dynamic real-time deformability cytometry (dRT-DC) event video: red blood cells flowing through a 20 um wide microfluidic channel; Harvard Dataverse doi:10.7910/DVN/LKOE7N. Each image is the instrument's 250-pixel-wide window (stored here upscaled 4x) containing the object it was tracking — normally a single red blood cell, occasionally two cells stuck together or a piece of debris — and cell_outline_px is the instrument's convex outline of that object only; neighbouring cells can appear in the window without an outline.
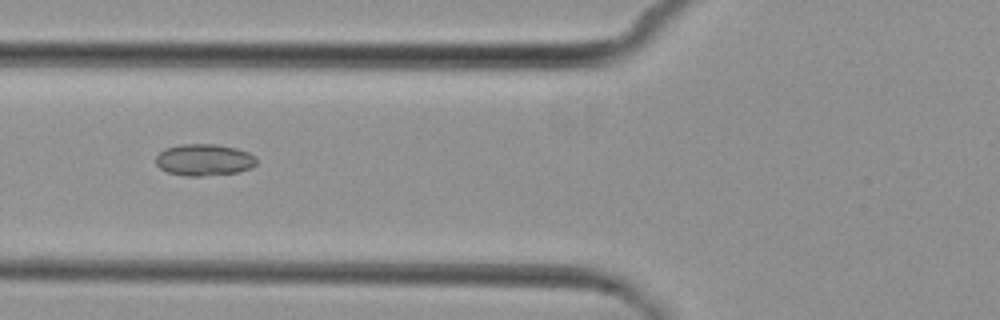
{"species": "common noctule bat (a hibernating species)", "species_latin": "Nyctalus noctula", "temperature_condition": "cold", "stored_images_in_passage": 6, "camera_frame_rate_fps": 3000, "um_per_image_px": 0.085, "animal": {"sex": "female", "body_mass_g": 29.2, "forearm_length_mm": 56.3}, "frame": {"image": 1, "passage_image": 5, "time_ms": 4.667, "image_size_px": [1000, 320], "cell_outline_px": [[256, 164], [252, 168], [240, 172], [200, 176], [188, 176], [168, 172], [160, 168], [156, 164], [156, 156], [164, 148], [180, 144], [216, 144], [236, 148], [248, 152], [256, 156]], "centroid_in_image_um": [17.37, 13.58], "position_along_channel_um": 108.4, "area_um2": 18.73}}
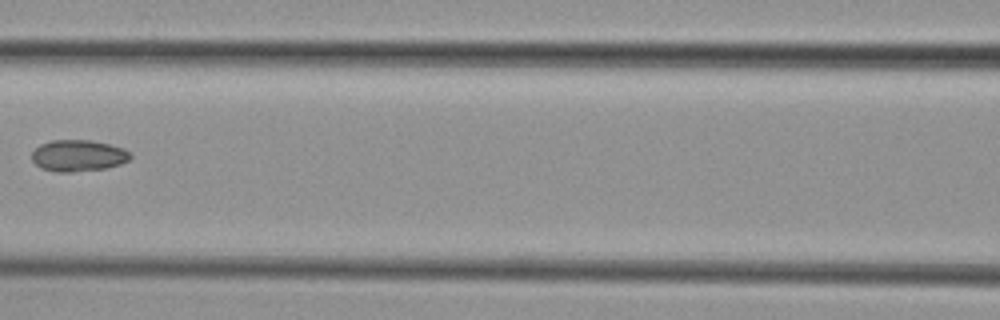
{"frame": {"image": 2, "passage_image": 6, "time_ms": 6.0, "image_size_px": [1000, 320], "cell_outline_px": [[132, 156], [128, 160], [120, 164], [108, 168], [72, 172], [56, 172], [40, 168], [32, 160], [32, 152], [40, 144], [52, 140], [92, 140], [124, 148]], "centroid_in_image_um": [6.64, 13.23], "position_along_channel_um": 160.0, "area_um2": 18.15}}